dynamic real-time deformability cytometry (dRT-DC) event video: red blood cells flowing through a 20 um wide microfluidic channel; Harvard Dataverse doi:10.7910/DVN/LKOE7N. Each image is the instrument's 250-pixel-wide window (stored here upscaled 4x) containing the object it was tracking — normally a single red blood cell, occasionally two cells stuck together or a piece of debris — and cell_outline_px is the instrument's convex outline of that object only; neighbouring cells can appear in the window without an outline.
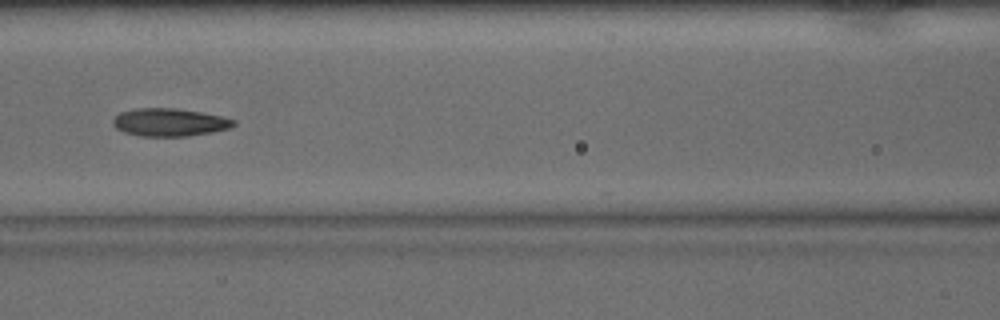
{"species": "common noctule bat (a hibernating species)", "species_latin": "Nyctalus noctula", "temperature_condition": "warm", "stored_images_in_passage": 42, "camera_frame_rate_fps": 3000, "um_per_image_px": 0.085, "animal": {"sex": "male", "body_mass_g": 15.6}, "frame": {"image": 1, "passage_image": 13, "time_ms": 4.0, "image_size_px": [1000, 320], "cell_outline_px": [[236, 124], [232, 128], [212, 132], [188, 136], [140, 136], [124, 132], [116, 128], [112, 124], [112, 120], [120, 112], [136, 108], [172, 108], [200, 112], [220, 116], [236, 120]], "centroid_in_image_um": [14.41, 10.4], "position_along_channel_um": 152.2, "area_um2": 19.59}, "authors_computed_cell_mechanics": {"area_um2": 19.4786, "velocity_mm_per_s": 3.8852, "shape_relaxation_time_tau1_ms": 6.5055, "shape_relaxation_time_tau2_ms": 3.6484, "deformation_change_tau1": 0.198, "deformation_change_tau2": 0.1149}}